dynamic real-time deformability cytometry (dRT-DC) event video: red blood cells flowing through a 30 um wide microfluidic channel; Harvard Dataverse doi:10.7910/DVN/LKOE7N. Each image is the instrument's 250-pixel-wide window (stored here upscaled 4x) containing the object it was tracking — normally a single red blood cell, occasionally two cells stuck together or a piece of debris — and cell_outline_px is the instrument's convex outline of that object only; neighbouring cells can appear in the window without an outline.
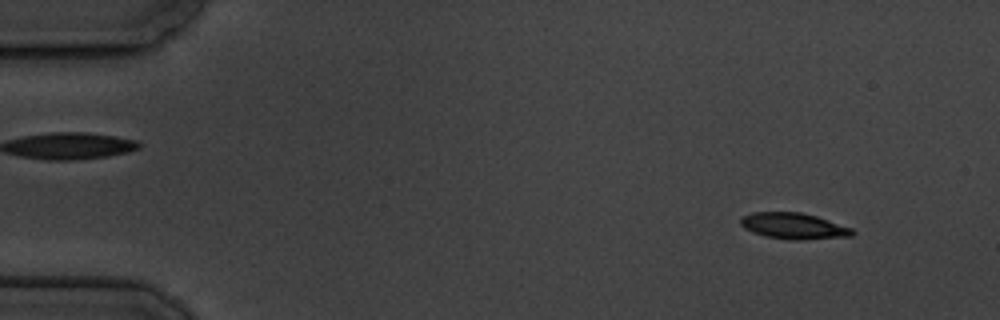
{"species": "common noctule bat (a hibernating species)", "species_latin": "Nyctalus noctula", "temperature_condition": "cold", "stored_images_in_passage": 4, "camera_frame_rate_fps": 3000, "um_per_image_px": 0.085, "animal": {"sex": "male", "body_mass_g": 19.5, "forearm_length_mm": 54.6}, "frame": {"image": 1, "passage_image": 1, "time_ms": 0.0, "image_size_px": [1000, 320], "cell_outline_px": [[856, 232], [852, 236], [800, 240], [788, 240], [764, 236], [752, 232], [744, 228], [740, 224], [740, 220], [744, 216], [752, 212], [800, 212], [816, 216], [852, 228]], "centroid_in_image_um": [67.46, 19.22], "position_along_channel_um": 17.5, "area_um2": 17.05}}
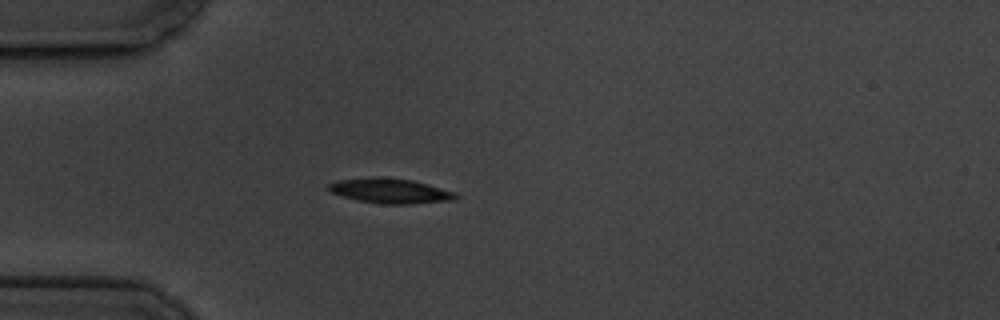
{"frame": {"image": 2, "passage_image": 4, "time_ms": 3.667, "image_size_px": [1000, 320], "cell_outline_px": [[460, 196], [456, 200], [408, 204], [380, 204], [356, 200], [332, 192], [328, 188], [328, 184], [336, 180], [376, 176], [384, 176], [412, 180], [428, 184], [456, 192]], "centroid_in_image_um": [33.2, 16.21], "position_along_channel_um": 51.8, "area_um2": 18.73}}